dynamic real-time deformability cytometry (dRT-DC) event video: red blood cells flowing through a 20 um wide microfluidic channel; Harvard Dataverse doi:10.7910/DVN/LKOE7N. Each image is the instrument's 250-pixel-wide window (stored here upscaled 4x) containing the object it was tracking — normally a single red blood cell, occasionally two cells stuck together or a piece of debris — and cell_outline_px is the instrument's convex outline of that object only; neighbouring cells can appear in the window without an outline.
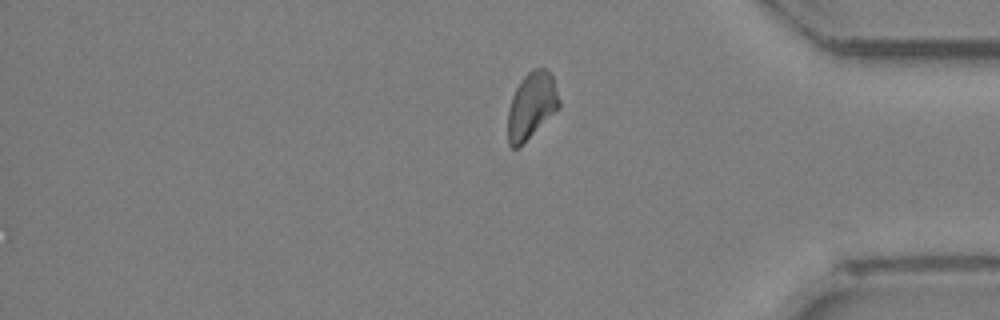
{"species": "Egyptian fruit bat (a non-hibernating species)", "species_latin": "Rousettus aegyptiacus", "temperature_condition": "room temperature", "stored_images_in_passage": 29, "segment_of_instrument_passage": [2, 2], "camera_frame_rate_fps": 3000, "um_per_image_px": 0.085, "animal": {"sex": "female"}, "frame": {"image": 1, "passage_image": 29, "time_ms": 9.333, "image_size_px": [1000, 320], "cell_outline_px": [[560, 108], [520, 148], [512, 148], [508, 144], [508, 108], [512, 96], [520, 80], [528, 72], [536, 68], [544, 68], [552, 72], [560, 100]], "centroid_in_image_um": [45.19, 9.0], "position_along_channel_um": 390.0, "area_um2": 20.35}}